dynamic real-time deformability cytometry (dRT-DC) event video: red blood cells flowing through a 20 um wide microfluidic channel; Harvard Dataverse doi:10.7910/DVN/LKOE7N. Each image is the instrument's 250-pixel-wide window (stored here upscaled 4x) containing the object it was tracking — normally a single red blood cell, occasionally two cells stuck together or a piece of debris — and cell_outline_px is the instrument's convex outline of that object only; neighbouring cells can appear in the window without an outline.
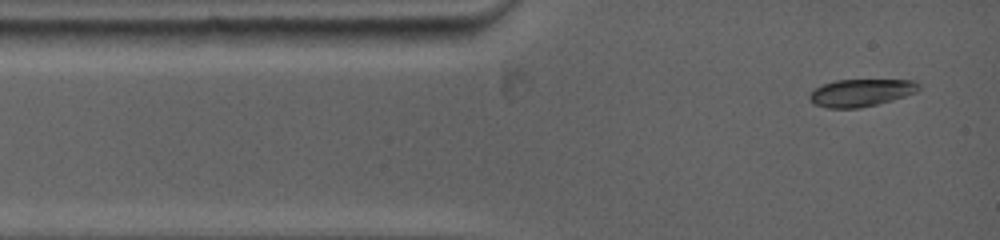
{"species": "common noctule bat (a hibernating species)", "species_latin": "Nyctalus noctula", "temperature_condition": "warm", "stored_images_in_passage": 30, "camera_frame_rate_fps": 5000, "um_per_image_px": 0.085, "animal": {"sex": "female", "body_mass_g": 19.0, "forearm_length_mm": 53.3}, "frame": {"image": 1, "passage_image": 1, "time_ms": 0.0, "image_size_px": [1000, 240], "cell_outline_px": [[920, 88], [916, 92], [892, 100], [860, 108], [828, 108], [816, 104], [808, 100], [808, 96], [816, 88], [824, 84], [836, 80], [912, 80], [920, 84]], "centroid_in_image_um": [73.18, 7.88], "position_along_channel_um": 11.8, "area_um2": 17.28}}
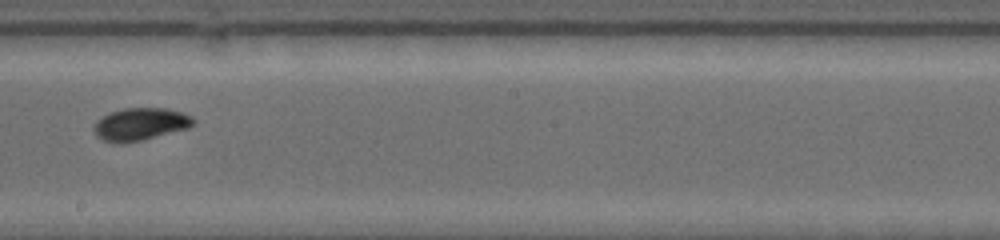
{"frame": {"image": 2, "passage_image": 13, "time_ms": 6.6, "image_size_px": [1000, 240], "cell_outline_px": [[196, 124], [188, 128], [144, 140], [120, 144], [116, 144], [104, 140], [96, 136], [92, 132], [92, 128], [96, 120], [100, 116], [124, 108], [164, 108], [184, 112], [192, 116], [196, 120]], "centroid_in_image_um": [11.92, 10.56], "position_along_channel_um": 236.3, "area_um2": 19.31}}
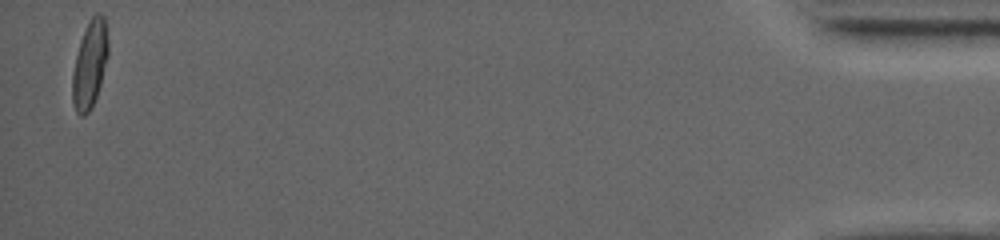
{"frame": {"image": 3, "passage_image": 30, "time_ms": 15.2, "image_size_px": [1000, 240], "cell_outline_px": [[108, 56], [100, 84], [92, 108], [84, 116], [80, 116], [76, 112], [72, 104], [72, 72], [80, 40], [88, 20], [96, 12], [100, 12], [104, 16], [108, 40]], "centroid_in_image_um": [7.62, 5.46], "position_along_channel_um": 427.6, "area_um2": 18.38}, "authors_computed_cell_mechanics": {"area_um2": 17.7446, "velocity_mm_per_s": 3.9107, "shape_relaxation_time_tau1_ms": 2.4049, "shape_relaxation_time_tau2_ms": 1.3191, "deformation_change_tau1": 0.1359, "deformation_change_tau2": 0.0355}}